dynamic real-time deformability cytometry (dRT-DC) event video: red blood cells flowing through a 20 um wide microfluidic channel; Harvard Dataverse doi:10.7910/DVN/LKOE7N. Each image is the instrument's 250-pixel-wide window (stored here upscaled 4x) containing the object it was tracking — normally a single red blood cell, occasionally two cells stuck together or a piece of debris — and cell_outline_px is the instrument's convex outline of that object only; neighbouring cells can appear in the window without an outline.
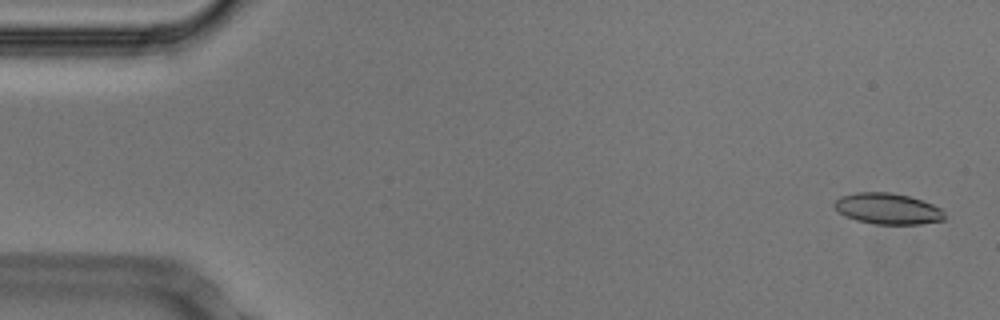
{"species": "Egyptian fruit bat (a non-hibernating species)", "species_latin": "Rousettus aegyptiacus", "temperature_condition": "cold", "stored_images_in_passage": 53, "camera_frame_rate_fps": 3000, "um_per_image_px": 0.085, "animal": {"sex": "male"}, "frame": {"image": 1, "passage_image": 2, "time_ms": 0.333, "image_size_px": [1000, 320], "cell_outline_px": [[944, 220], [920, 224], [876, 224], [856, 220], [844, 216], [832, 204], [840, 196], [856, 192], [888, 192], [908, 196], [932, 204], [940, 208], [944, 212]], "centroid_in_image_um": [75.43, 17.74], "position_along_channel_um": 9.6, "area_um2": 19.83}}
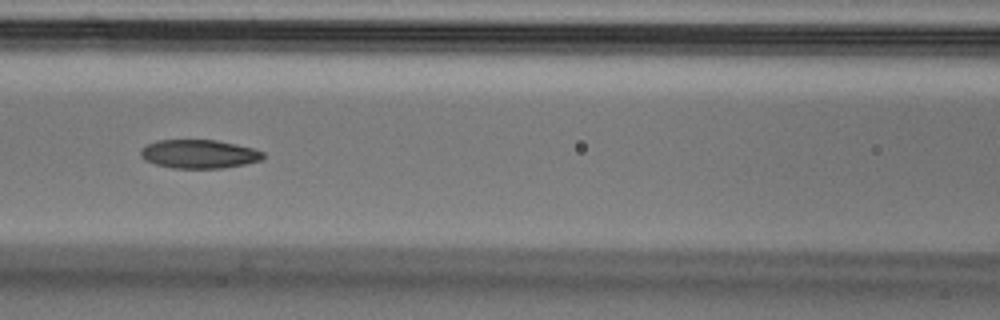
{"frame": {"image": 2, "passage_image": 23, "time_ms": 7.333, "image_size_px": [1000, 320], "cell_outline_px": [[264, 160], [224, 168], [172, 168], [156, 164], [144, 160], [140, 156], [140, 148], [144, 144], [156, 140], [216, 140], [236, 144], [252, 148], [264, 152]], "centroid_in_image_um": [16.89, 13.08], "position_along_channel_um": 149.7, "area_um2": 20.69}}
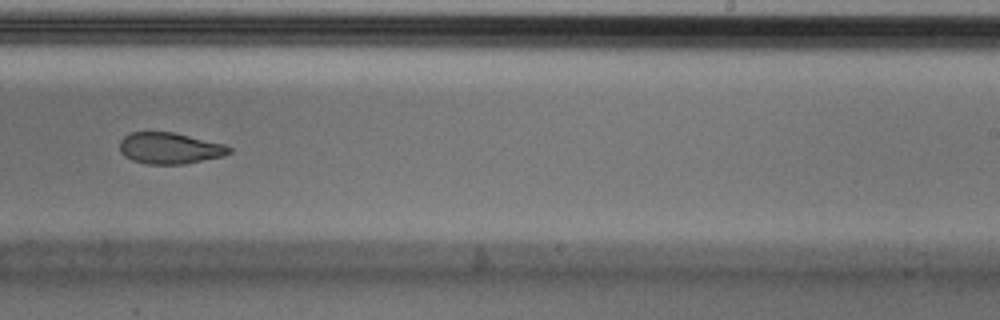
{"frame": {"image": 3, "passage_image": 33, "time_ms": 10.667, "image_size_px": [1000, 320], "cell_outline_px": [[232, 152], [224, 156], [184, 164], [148, 164], [132, 160], [124, 156], [120, 152], [120, 140], [124, 136], [132, 132], [172, 132], [224, 144], [232, 148]], "centroid_in_image_um": [14.43, 12.6], "position_along_channel_um": 274.6, "area_um2": 19.94}, "authors_computed_cell_mechanics": {"area_um2": 21.097, "velocity_mm_per_s": 3.7621, "shape_relaxation_time_tau1_ms": null, "shape_relaxation_time_tau2_ms": 4.4134, "deformation_change_tau1": null, "deformation_change_tau2": 0.1051}}